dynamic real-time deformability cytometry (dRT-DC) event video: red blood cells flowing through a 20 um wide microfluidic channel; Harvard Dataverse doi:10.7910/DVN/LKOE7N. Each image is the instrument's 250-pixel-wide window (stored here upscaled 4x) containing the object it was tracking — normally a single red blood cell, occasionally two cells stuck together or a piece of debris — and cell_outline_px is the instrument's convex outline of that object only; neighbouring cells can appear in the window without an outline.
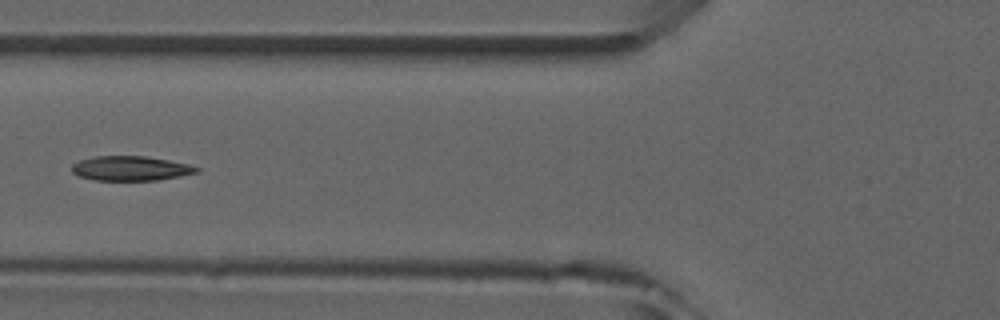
{"species": "common noctule bat (a hibernating species)", "species_latin": "Nyctalus noctula", "temperature_condition": "room temperature", "stored_images_in_passage": 6, "camera_frame_rate_fps": 3000, "um_per_image_px": 0.085, "animal": {"sex": "male", "forearm_length_mm": 52.5}, "frame": {"image": 1, "passage_image": 6, "time_ms": 6.0, "image_size_px": [1000, 320], "cell_outline_px": [[200, 168], [196, 172], [180, 176], [156, 180], [96, 180], [80, 176], [72, 172], [72, 164], [80, 160], [92, 156], [144, 156], [168, 160], [188, 164]], "centroid_in_image_um": [11.08, 14.3], "position_along_channel_um": 114.7, "area_um2": 17.69}}